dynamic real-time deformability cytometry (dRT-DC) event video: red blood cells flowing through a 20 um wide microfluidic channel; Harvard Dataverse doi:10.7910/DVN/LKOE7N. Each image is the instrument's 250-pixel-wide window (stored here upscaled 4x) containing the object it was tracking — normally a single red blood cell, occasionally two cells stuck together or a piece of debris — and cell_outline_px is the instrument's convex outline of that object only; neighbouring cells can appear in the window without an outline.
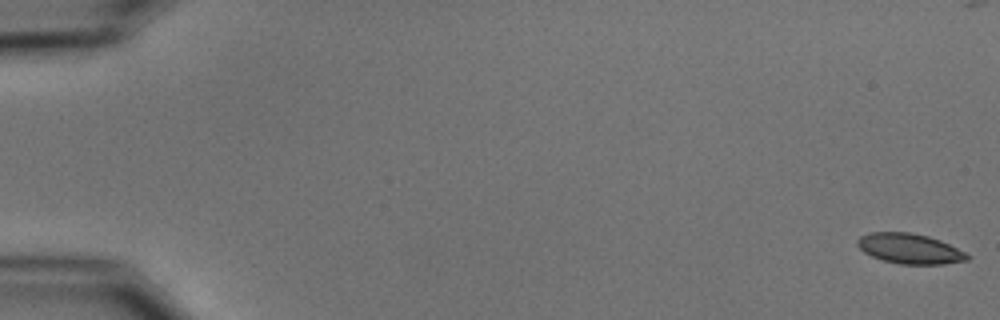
{"species": "common noctule bat (a hibernating species)", "species_latin": "Nyctalus noctula", "temperature_condition": "cold", "stored_images_in_passage": 55, "camera_frame_rate_fps": 3000, "um_per_image_px": 0.085, "animal": {"sex": "male", "body_mass_g": 15.6}, "frame": {"image": 1, "passage_image": 1, "time_ms": 0.0, "image_size_px": [1000, 320], "cell_outline_px": [[972, 256], [968, 260], [944, 264], [900, 264], [884, 260], [872, 256], [864, 252], [856, 244], [856, 240], [860, 236], [868, 232], [908, 232], [928, 236], [940, 240]], "centroid_in_image_um": [77.31, 21.13], "position_along_channel_um": 7.7, "area_um2": 19.25}}
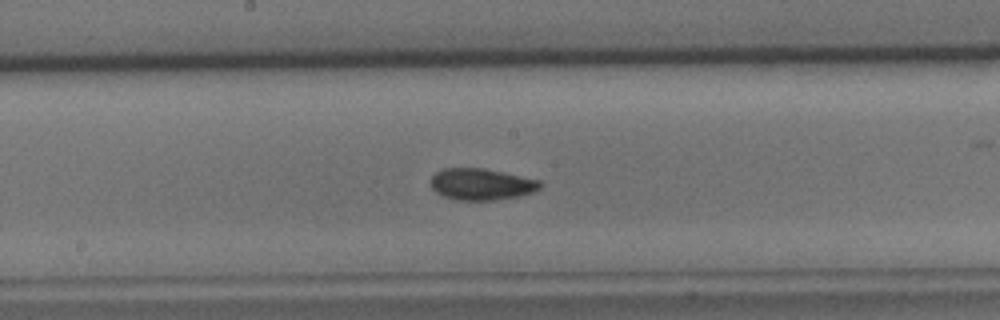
{"frame": {"image": 2, "passage_image": 30, "time_ms": 9.667, "image_size_px": [1000, 320], "cell_outline_px": [[544, 184], [540, 188], [532, 192], [520, 196], [492, 200], [456, 200], [444, 196], [436, 192], [428, 184], [432, 176], [440, 168], [484, 168], [540, 180]], "centroid_in_image_um": [40.89, 15.65], "position_along_channel_um": 207.3, "area_um2": 20.29}}
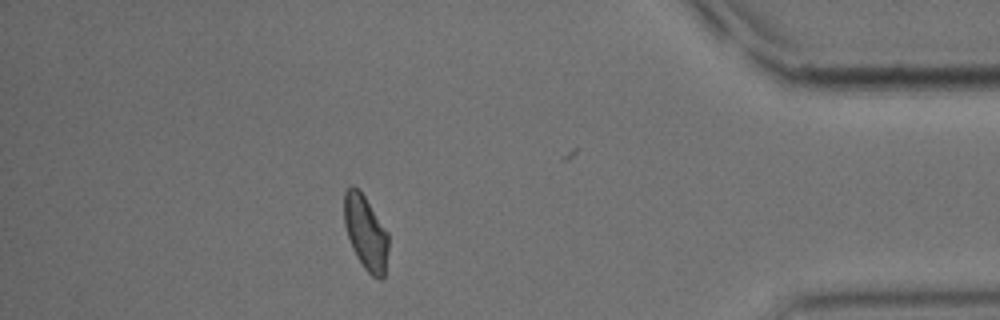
{"frame": {"image": 3, "passage_image": 49, "time_ms": 16.0, "image_size_px": [1000, 320], "cell_outline_px": [[388, 248], [384, 276], [380, 280], [372, 276], [364, 268], [356, 256], [352, 248], [344, 224], [344, 192], [352, 184], [364, 196], [388, 232]], "centroid_in_image_um": [31.08, 19.79], "position_along_channel_um": 404.1, "area_um2": 19.02}, "authors_computed_cell_mechanics": {"area_um2": 19.652, "velocity_mm_per_s": 3.7, "shape_relaxation_time_tau1_ms": 4.0877, "shape_relaxation_time_tau2_ms": 1.5747, "deformation_change_tau1": 0.1007, "deformation_change_tau2": 0.0508}}